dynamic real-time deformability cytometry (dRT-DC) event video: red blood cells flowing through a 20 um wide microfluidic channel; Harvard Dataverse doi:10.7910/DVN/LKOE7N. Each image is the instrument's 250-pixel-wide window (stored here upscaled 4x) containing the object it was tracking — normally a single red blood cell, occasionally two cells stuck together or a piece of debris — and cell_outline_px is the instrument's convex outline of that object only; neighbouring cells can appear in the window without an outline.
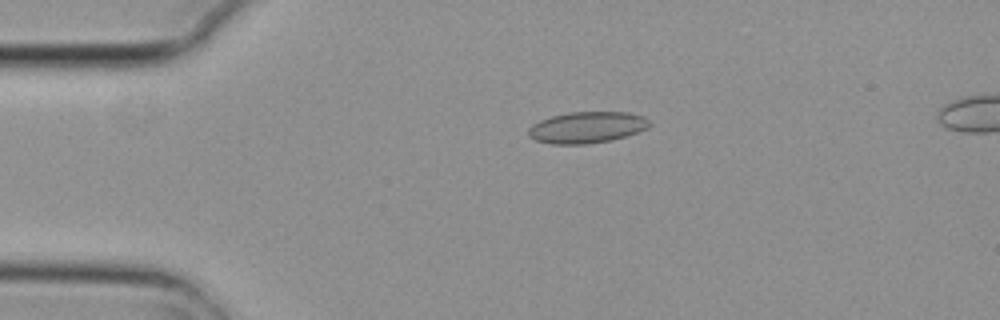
{"species": "common noctule bat (a hibernating species)", "species_latin": "Nyctalus noctula", "temperature_condition": "cold", "stored_images_in_passage": 3, "camera_frame_rate_fps": 3000, "um_per_image_px": 0.085, "animal": {"sex": "female", "body_mass_g": 29.2, "forearm_length_mm": 56.3}, "frame": {"image": 1, "passage_image": 1, "time_ms": 0.0, "image_size_px": [1000, 320], "cell_outline_px": [[652, 124], [648, 128], [628, 136], [612, 140], [584, 144], [552, 144], [536, 140], [528, 136], [528, 128], [532, 124], [540, 120], [552, 116], [568, 112], [628, 112], [644, 116]], "centroid_in_image_um": [49.91, 10.82], "position_along_channel_um": 35.1, "area_um2": 22.31}}